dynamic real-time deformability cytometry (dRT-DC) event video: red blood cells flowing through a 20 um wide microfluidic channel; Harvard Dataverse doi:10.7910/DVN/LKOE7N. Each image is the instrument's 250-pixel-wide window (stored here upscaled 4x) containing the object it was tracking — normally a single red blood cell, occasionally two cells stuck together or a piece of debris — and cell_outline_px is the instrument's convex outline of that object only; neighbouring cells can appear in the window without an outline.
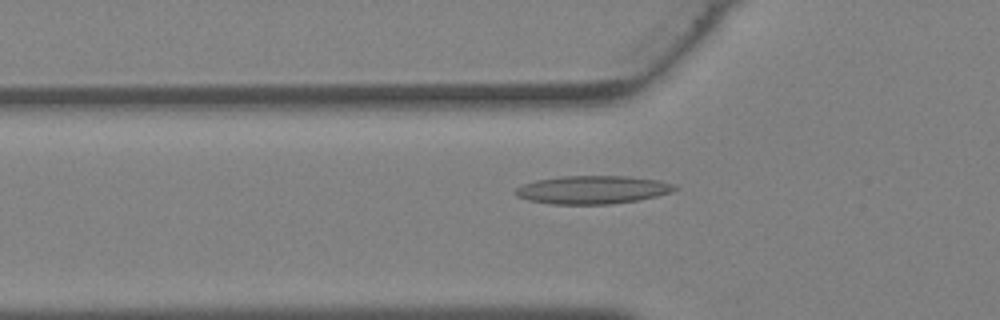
{"species": "Egyptian fruit bat (a non-hibernating species)", "species_latin": "Rousettus aegyptiacus", "temperature_condition": "warm", "stored_images_in_passage": 39, "camera_frame_rate_fps": 3000, "um_per_image_px": 0.085, "animal": {"sex": "female"}, "frame": {"image": 1, "passage_image": 14, "time_ms": 4.333, "image_size_px": [1000, 320], "cell_outline_px": [[680, 188], [672, 192], [656, 196], [636, 200], [612, 204], [552, 204], [528, 200], [516, 196], [512, 192], [516, 188], [524, 184], [536, 180], [560, 176], [628, 176], [656, 180], [676, 184]], "centroid_in_image_um": [50.36, 16.13], "position_along_channel_um": 75.4, "area_um2": 26.24}}
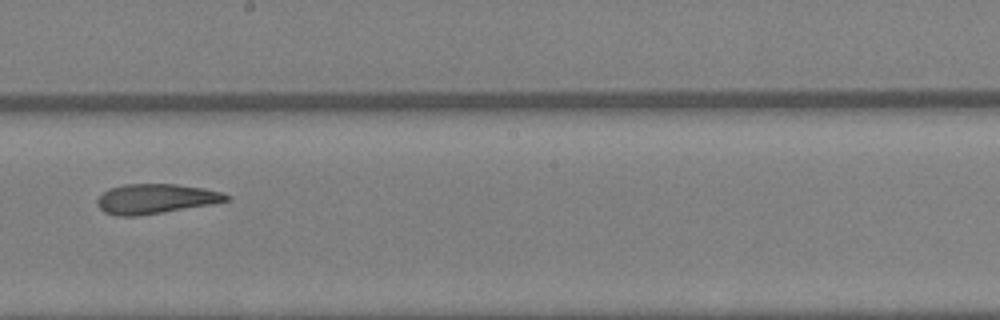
{"frame": {"image": 2, "passage_image": 23, "time_ms": 7.333, "image_size_px": [1000, 320], "cell_outline_px": [[232, 200], [212, 204], [136, 216], [120, 216], [104, 212], [96, 204], [96, 200], [108, 188], [124, 184], [176, 184], [204, 188], [220, 192], [232, 196]], "centroid_in_image_um": [13.24, 16.89], "position_along_channel_um": 235.0, "area_um2": 22.37}}
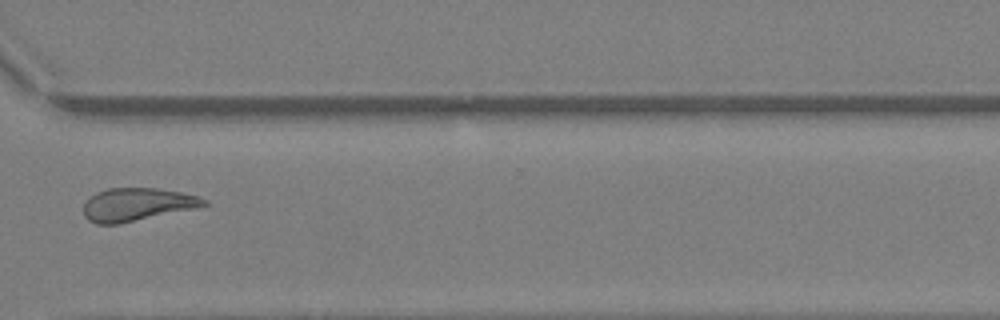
{"frame": {"image": 3, "passage_image": 30, "time_ms": 9.667, "image_size_px": [1000, 320], "cell_outline_px": [[208, 204], [196, 208], [120, 224], [96, 224], [88, 220], [84, 216], [84, 204], [96, 192], [108, 188], [156, 188], [180, 192], [200, 196], [208, 200]], "centroid_in_image_um": [11.66, 17.38], "position_along_channel_um": 358.9, "area_um2": 23.18}}